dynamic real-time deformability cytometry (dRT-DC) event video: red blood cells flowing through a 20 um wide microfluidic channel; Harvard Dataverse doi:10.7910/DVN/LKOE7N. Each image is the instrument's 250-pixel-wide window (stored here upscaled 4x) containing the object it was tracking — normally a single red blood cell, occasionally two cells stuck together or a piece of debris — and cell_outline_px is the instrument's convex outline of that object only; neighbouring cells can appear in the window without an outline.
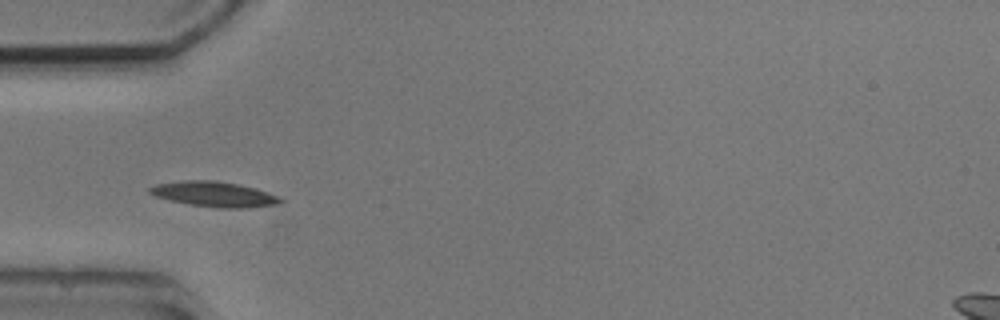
{"species": "common noctule bat (a hibernating species)", "species_latin": "Nyctalus noctula", "temperature_condition": "cold", "stored_images_in_passage": 8, "camera_frame_rate_fps": 3000, "um_per_image_px": 0.085, "animal": {"sex": "male", "body_mass_g": 20.5, "forearm_length_mm": 52.5}, "frame": {"image": 1, "passage_image": 5, "time_ms": 4.667, "image_size_px": [1000, 320], "cell_outline_px": [[284, 200], [280, 204], [244, 208], [216, 208], [188, 204], [168, 200], [156, 196], [148, 192], [148, 188], [156, 184], [184, 180], [216, 180], [256, 188], [280, 196]], "centroid_in_image_um": [18.22, 16.51], "position_along_channel_um": 66.8, "area_um2": 19.36}}